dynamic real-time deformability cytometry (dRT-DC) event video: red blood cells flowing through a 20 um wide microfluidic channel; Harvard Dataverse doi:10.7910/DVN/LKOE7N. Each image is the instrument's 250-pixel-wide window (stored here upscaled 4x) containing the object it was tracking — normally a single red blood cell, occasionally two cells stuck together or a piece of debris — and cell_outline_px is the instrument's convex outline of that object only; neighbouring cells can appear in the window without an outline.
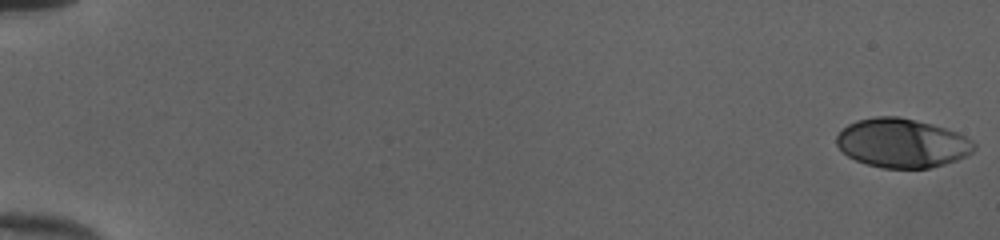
{"species": "human", "species_latin": "Homo sapiens", "temperature_condition": "cold", "stored_images_in_passage": 53, "camera_frame_rate_fps": 3000, "um_per_image_px": 0.085, "donor": {"sex": "female"}, "frame": {"image": 1, "passage_image": 1, "time_ms": 0.0, "image_size_px": [1000, 240], "cell_outline_px": [[976, 148], [972, 152], [956, 160], [944, 164], [928, 168], [884, 168], [868, 164], [856, 160], [848, 156], [836, 144], [836, 136], [848, 124], [856, 120], [876, 116], [900, 116], [932, 124], [956, 132], [972, 140], [976, 144]], "centroid_in_image_um": [76.67, 12.15], "position_along_channel_um": 8.3, "area_um2": 39.13}}
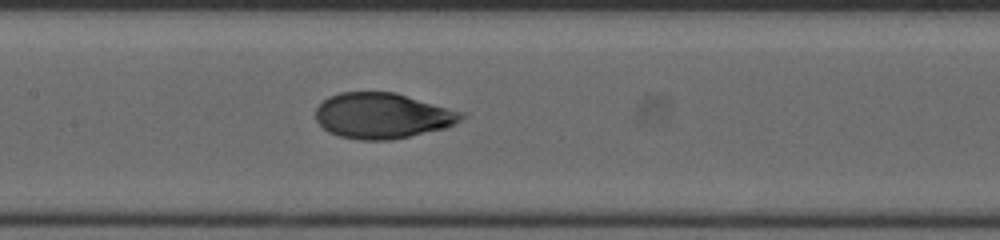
{"frame": {"image": 2, "passage_image": 28, "time_ms": 9.0, "image_size_px": [1000, 240], "cell_outline_px": [[464, 116], [460, 120], [444, 128], [392, 140], [360, 140], [340, 136], [328, 132], [316, 120], [316, 108], [328, 96], [340, 92], [396, 92], [464, 112]], "centroid_in_image_um": [32.49, 9.83], "position_along_channel_um": 174.9, "area_um2": 38.61}}
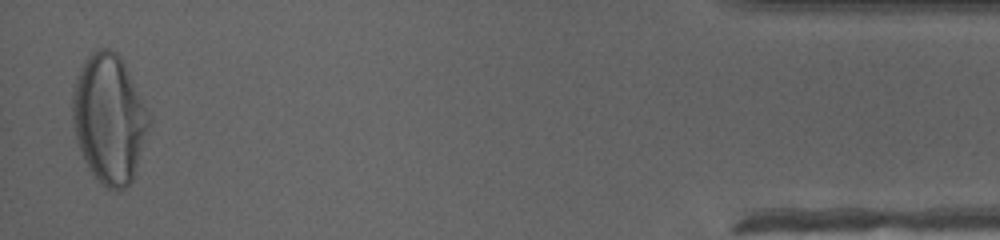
{"frame": {"image": 3, "passage_image": 52, "time_ms": 17.0, "image_size_px": [1000, 240], "cell_outline_px": [[152, 120], [132, 180], [120, 192], [108, 188], [100, 184], [88, 168], [80, 152], [76, 140], [72, 124], [72, 92], [76, 76], [84, 60], [92, 52], [100, 48], [112, 48], [120, 56], [152, 116]], "centroid_in_image_um": [9.27, 10.09], "position_along_channel_um": 425.9, "area_um2": 58.03}, "authors_computed_cell_mechanics": {"area_um2": 39.2462, "velocity_mm_per_s": 4.0236, "shape_relaxation_time_tau1_ms": 4.0066, "shape_relaxation_time_tau2_ms": 0.8029, "deformation_change_tau1": 0.192, "deformation_change_tau2": 0.0461}}